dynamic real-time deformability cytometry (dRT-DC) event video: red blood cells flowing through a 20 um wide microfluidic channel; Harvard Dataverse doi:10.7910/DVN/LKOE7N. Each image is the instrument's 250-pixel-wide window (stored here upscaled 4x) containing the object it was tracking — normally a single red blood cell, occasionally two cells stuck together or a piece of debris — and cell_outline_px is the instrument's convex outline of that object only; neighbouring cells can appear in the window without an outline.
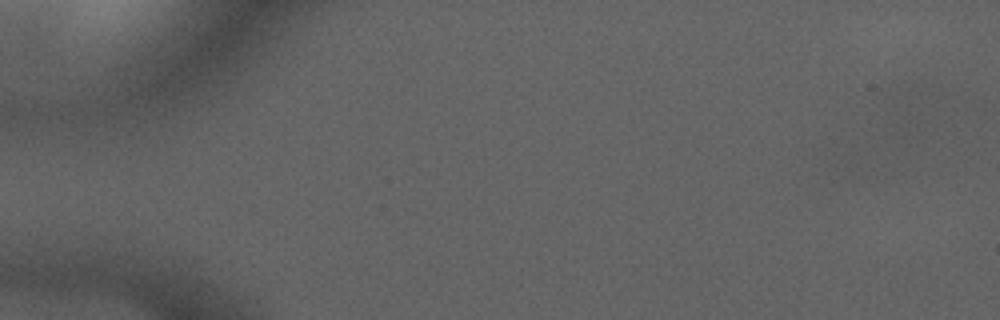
{"species": "common noctule bat (a hibernating species)", "species_latin": "Nyctalus noctula", "temperature_condition": "cold", "stored_images_in_passage": 4, "camera_frame_rate_fps": 3000, "um_per_image_px": 0.085, "animal": {"sex": "male", "forearm_length_mm": 52.5}, "frame": {"image": 1, "passage_image": 1, "time_ms": 0.0, "image_size_px": [1000, 320], "cell_outline_px": [[920, 124], [908, 144], [884, 132], [884, 96], [908, 88], [920, 88]], "centroid_in_image_um": [76.71, 9.68], "position_along_channel_um": 8.3, "area_um2": 11.96}}